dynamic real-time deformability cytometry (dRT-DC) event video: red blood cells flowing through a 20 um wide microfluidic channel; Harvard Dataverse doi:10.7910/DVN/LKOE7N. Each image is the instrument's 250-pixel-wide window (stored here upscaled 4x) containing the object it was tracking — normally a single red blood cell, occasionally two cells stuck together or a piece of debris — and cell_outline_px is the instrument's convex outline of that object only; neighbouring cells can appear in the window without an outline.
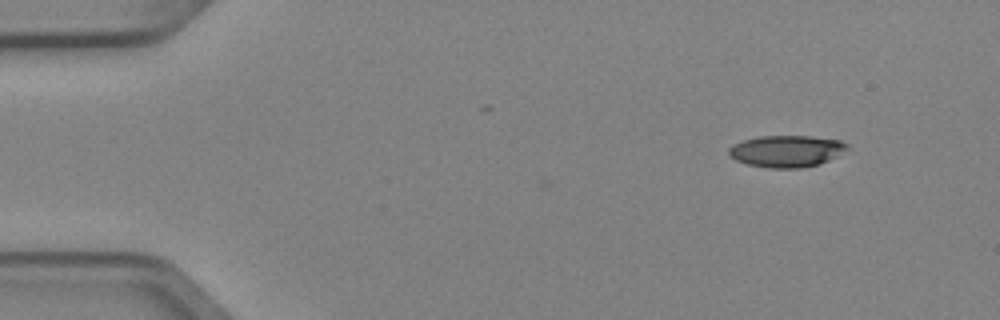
{"species": "Egyptian fruit bat (a non-hibernating species)", "species_latin": "Rousettus aegyptiacus", "temperature_condition": "cold", "stored_images_in_passage": 3, "camera_frame_rate_fps": 3000, "um_per_image_px": 0.085, "animal": {"sex": "female"}, "frame": {"image": 1, "passage_image": 2, "time_ms": 0.333, "image_size_px": [1000, 320], "cell_outline_px": [[848, 148], [836, 156], [820, 164], [800, 168], [768, 168], [748, 164], [736, 160], [728, 156], [728, 148], [732, 144], [744, 140], [760, 136], [812, 136], [840, 140], [848, 144]], "centroid_in_image_um": [66.83, 12.84], "position_along_channel_um": 18.2, "area_um2": 21.96}}